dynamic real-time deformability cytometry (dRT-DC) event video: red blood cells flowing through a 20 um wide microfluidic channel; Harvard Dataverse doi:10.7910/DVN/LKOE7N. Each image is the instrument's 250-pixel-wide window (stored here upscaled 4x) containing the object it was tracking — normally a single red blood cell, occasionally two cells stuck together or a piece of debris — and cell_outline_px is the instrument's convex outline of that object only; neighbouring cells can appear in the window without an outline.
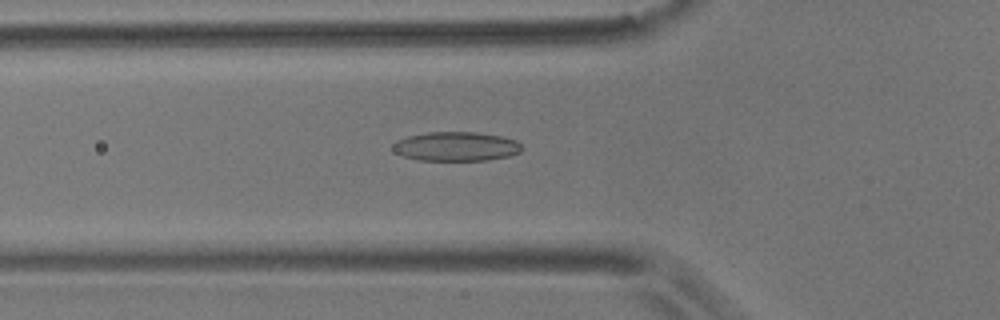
{"species": "common noctule bat (a hibernating species)", "species_latin": "Nyctalus noctula", "temperature_condition": "room temperature", "stored_images_in_passage": 56, "camera_frame_rate_fps": 3000, "um_per_image_px": 0.085, "animal": {"sex": "male", "body_mass_g": 17.9}, "frame": {"image": 1, "passage_image": 19, "time_ms": 6.0, "image_size_px": [1000, 320], "cell_outline_px": [[524, 148], [520, 152], [508, 156], [488, 160], [420, 160], [404, 156], [396, 152], [392, 148], [392, 144], [396, 140], [408, 136], [428, 132], [476, 132], [504, 136], [516, 140]], "centroid_in_image_um": [38.79, 12.44], "position_along_channel_um": 87.0, "area_um2": 22.02}}
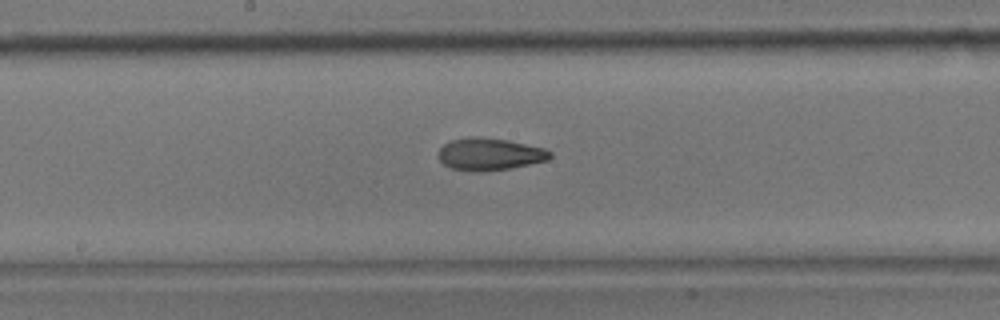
{"frame": {"image": 2, "passage_image": 29, "time_ms": 9.333, "image_size_px": [1000, 320], "cell_outline_px": [[552, 156], [548, 160], [512, 168], [480, 172], [472, 172], [452, 168], [444, 164], [436, 156], [436, 152], [444, 144], [452, 140], [472, 136], [476, 136], [508, 140], [544, 148], [552, 152]], "centroid_in_image_um": [41.6, 13.11], "position_along_channel_um": 206.6, "area_um2": 21.21}}
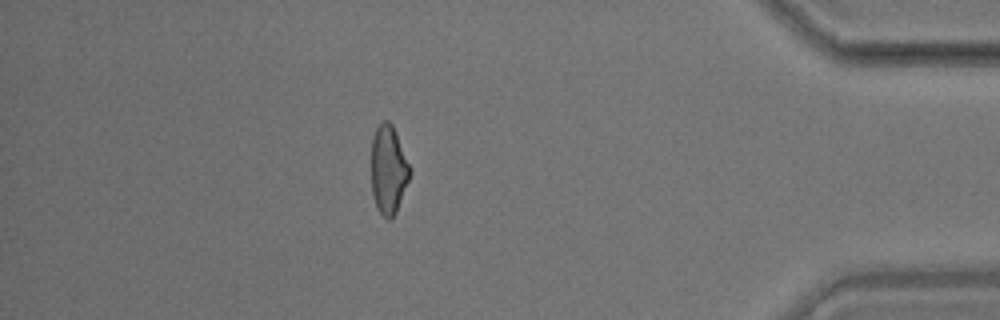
{"frame": {"image": 3, "passage_image": 49, "time_ms": 16.0, "image_size_px": [1000, 320], "cell_outline_px": [[412, 172], [396, 212], [388, 220], [376, 208], [372, 192], [372, 136], [376, 128], [384, 120], [388, 120], [392, 124], [412, 168]], "centroid_in_image_um": [33.03, 14.41], "position_along_channel_um": 402.2, "area_um2": 19.94}, "authors_computed_cell_mechanics": {"area_um2": 20.6346, "velocity_mm_per_s": 3.5607, "shape_relaxation_time_tau1_ms": null, "shape_relaxation_time_tau2_ms": 4.1824, "deformation_change_tau1": null, "deformation_change_tau2": 0.1186}}